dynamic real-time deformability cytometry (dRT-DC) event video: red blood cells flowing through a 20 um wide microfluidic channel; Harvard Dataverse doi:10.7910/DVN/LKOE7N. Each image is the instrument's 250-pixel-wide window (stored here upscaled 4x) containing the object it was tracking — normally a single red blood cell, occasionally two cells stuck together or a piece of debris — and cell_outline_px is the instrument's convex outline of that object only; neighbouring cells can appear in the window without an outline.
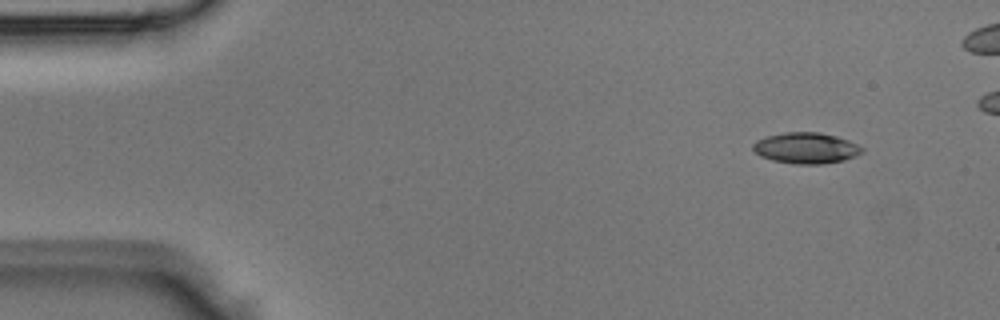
{"species": "Egyptian fruit bat (a non-hibernating species)", "species_latin": "Rousettus aegyptiacus", "temperature_condition": "room temperature", "stored_images_in_passage": 7, "camera_frame_rate_fps": 3000, "um_per_image_px": 0.085, "animal": {"sex": "male"}, "frame": {"image": 1, "passage_image": 2, "time_ms": 0.333, "image_size_px": [1000, 320], "cell_outline_px": [[864, 152], [856, 156], [844, 160], [824, 164], [796, 164], [772, 160], [760, 156], [752, 148], [752, 144], [756, 140], [768, 136], [784, 132], [820, 132], [836, 136], [848, 140], [864, 148]], "centroid_in_image_um": [68.53, 12.58], "position_along_channel_um": 16.5, "area_um2": 19.77}}
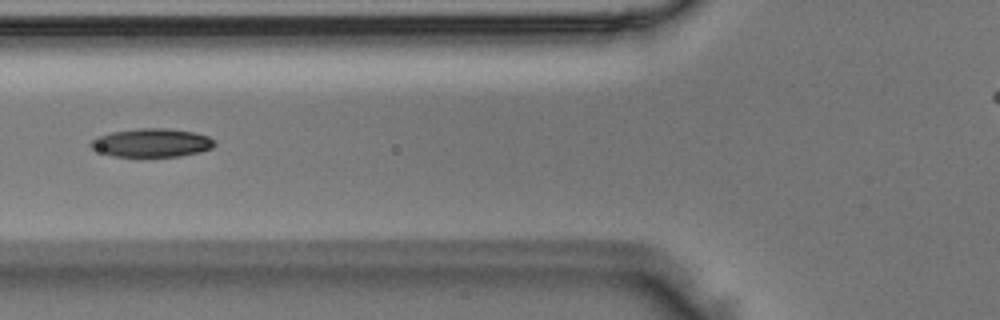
{"frame": {"image": 2, "passage_image": 6, "time_ms": 1.667, "image_size_px": [1000, 320], "cell_outline_px": [[216, 144], [212, 148], [200, 152], [180, 156], [112, 156], [100, 152], [92, 148], [88, 144], [96, 136], [112, 132], [136, 128], [164, 128], [196, 132], [208, 136]], "centroid_in_image_um": [12.88, 12.13], "position_along_channel_um": 112.9, "area_um2": 20.58}}